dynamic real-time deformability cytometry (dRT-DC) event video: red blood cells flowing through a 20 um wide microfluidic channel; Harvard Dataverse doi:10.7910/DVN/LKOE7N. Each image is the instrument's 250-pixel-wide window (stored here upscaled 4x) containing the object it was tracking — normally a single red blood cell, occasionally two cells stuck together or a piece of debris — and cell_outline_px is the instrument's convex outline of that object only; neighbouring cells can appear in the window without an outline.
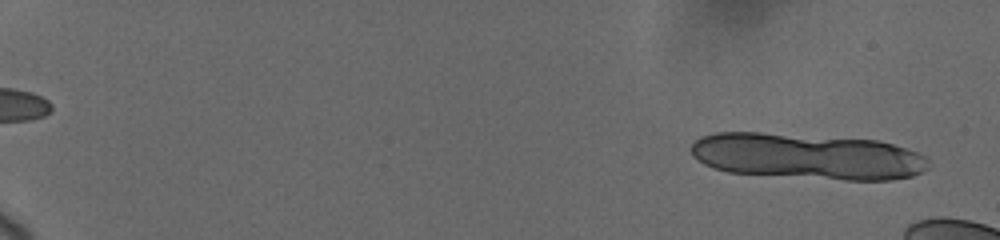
{"species": "human", "species_latin": "Homo sapiens", "temperature_condition": "cold", "stored_images_in_passage": 29, "camera_frame_rate_fps": 3000, "um_per_image_px": 0.085, "donor": {"sex": "female"}, "frame": {"image": 1, "passage_image": 6, "time_ms": 1.0, "image_size_px": [1000, 240], "cell_outline_px": [[928, 168], [912, 176], [888, 180], [848, 180], [728, 172], [712, 168], [704, 164], [692, 156], [692, 144], [700, 136], [716, 132], [760, 132], [880, 140], [916, 152], [924, 156], [928, 160]], "centroid_in_image_um": [68.59, 13.28], "position_along_channel_um": 16.4, "area_um2": 63.58}}